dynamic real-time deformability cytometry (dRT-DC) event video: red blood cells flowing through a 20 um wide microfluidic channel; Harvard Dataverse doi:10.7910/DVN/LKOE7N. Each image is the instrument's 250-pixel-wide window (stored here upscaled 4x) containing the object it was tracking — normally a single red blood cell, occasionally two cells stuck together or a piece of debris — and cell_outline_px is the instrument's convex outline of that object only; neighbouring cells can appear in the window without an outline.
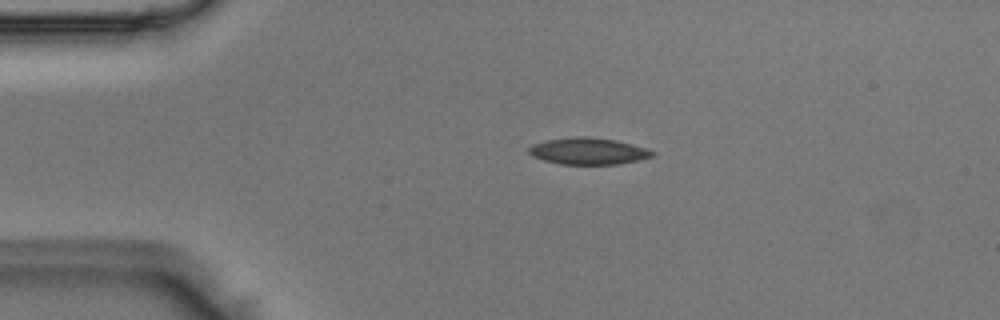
{"species": "Egyptian fruit bat (a non-hibernating species)", "species_latin": "Rousettus aegyptiacus", "temperature_condition": "room temperature", "stored_images_in_passage": 41, "camera_frame_rate_fps": 3000, "um_per_image_px": 0.085, "animal": {"sex": "male"}, "frame": {"image": 1, "passage_image": 1, "time_ms": 0.0, "image_size_px": [1000, 320], "cell_outline_px": [[656, 152], [652, 156], [620, 164], [560, 164], [544, 160], [532, 156], [528, 152], [528, 148], [532, 144], [544, 140], [576, 136], [588, 136], [616, 140], [632, 144]], "centroid_in_image_um": [49.95, 12.83], "position_along_channel_um": 35.0, "area_um2": 19.19}}
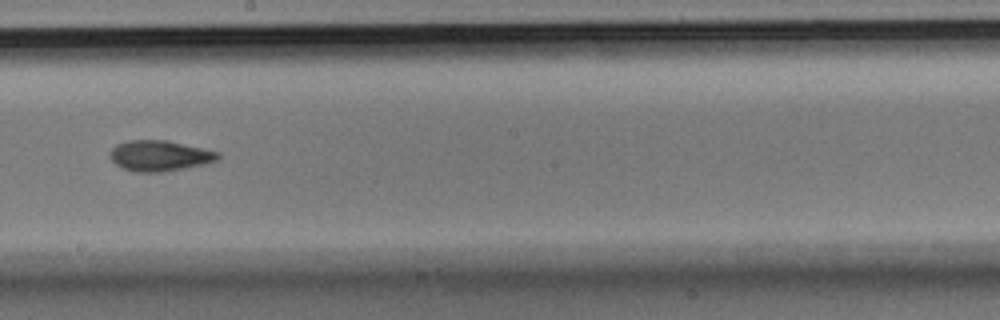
{"frame": {"image": 2, "passage_image": 19, "time_ms": 6.0, "image_size_px": [1000, 320], "cell_outline_px": [[220, 156], [216, 160], [204, 164], [160, 172], [136, 172], [124, 168], [116, 164], [108, 156], [112, 148], [116, 144], [128, 140], [168, 140], [220, 152]], "centroid_in_image_um": [13.55, 13.22], "position_along_channel_um": 234.7, "area_um2": 19.19}}
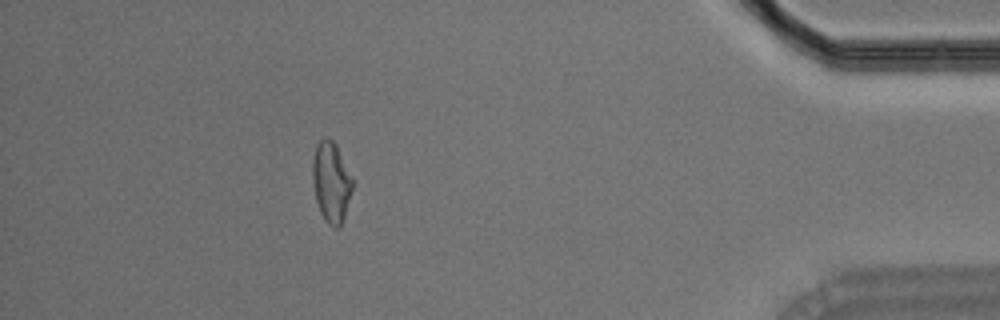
{"frame": {"image": 3, "passage_image": 36, "time_ms": 11.667, "image_size_px": [1000, 320], "cell_outline_px": [[352, 188], [344, 216], [340, 228], [332, 228], [324, 220], [320, 212], [316, 200], [312, 180], [312, 160], [316, 144], [324, 136], [328, 136], [336, 144], [352, 176]], "centroid_in_image_um": [28.13, 15.45], "position_along_channel_um": 407.1, "area_um2": 18.9}}